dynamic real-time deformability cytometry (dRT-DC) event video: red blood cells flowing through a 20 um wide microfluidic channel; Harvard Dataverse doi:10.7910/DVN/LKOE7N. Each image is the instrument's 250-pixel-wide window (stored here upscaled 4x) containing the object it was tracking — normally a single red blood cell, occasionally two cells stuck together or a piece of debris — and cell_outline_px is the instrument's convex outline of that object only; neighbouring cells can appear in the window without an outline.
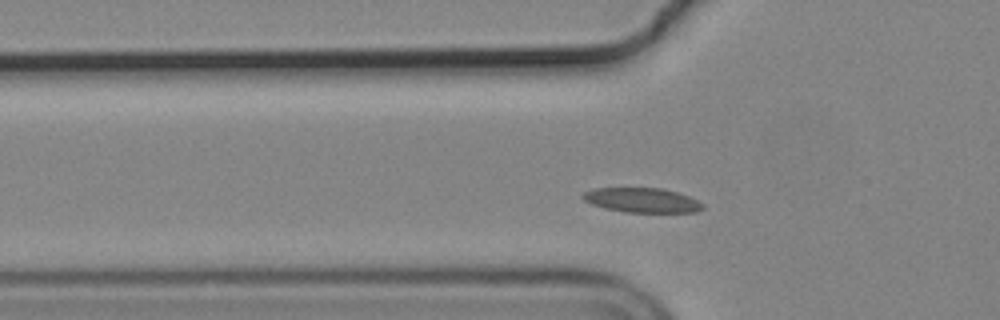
{"species": "common noctule bat (a hibernating species)", "species_latin": "Nyctalus noctula", "temperature_condition": "cold", "stored_images_in_passage": 32, "camera_frame_rate_fps": 3000, "um_per_image_px": 0.085, "animal": {"sex": "male", "body_mass_g": 19.2, "forearm_length_mm": 51.8}, "frame": {"image": 1, "passage_image": 2, "time_ms": 0.333, "image_size_px": [1000, 320], "cell_outline_px": [[704, 208], [696, 212], [624, 212], [604, 208], [592, 204], [584, 200], [580, 196], [584, 192], [592, 188], [660, 188], [676, 192], [688, 196], [704, 204]], "centroid_in_image_um": [54.54, 17.01], "position_along_channel_um": 71.3, "area_um2": 17.17}}
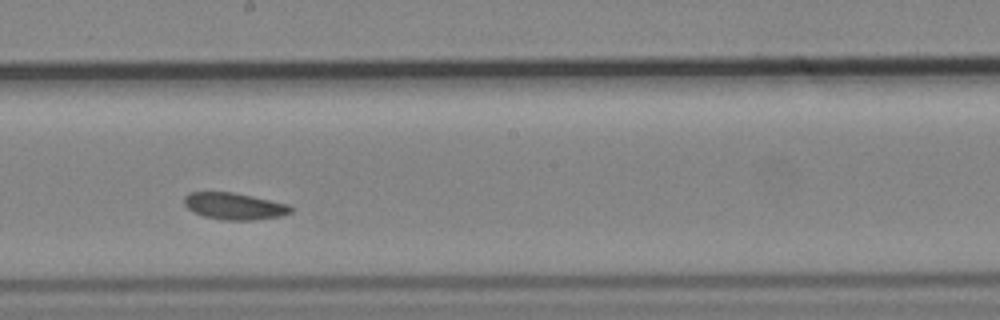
{"frame": {"image": 2, "passage_image": 15, "time_ms": 4.667, "image_size_px": [1000, 320], "cell_outline_px": [[292, 212], [280, 216], [256, 220], [224, 220], [204, 216], [192, 212], [184, 204], [184, 196], [188, 192], [232, 192], [252, 196], [288, 204], [292, 208]], "centroid_in_image_um": [19.89, 17.52], "position_along_channel_um": 228.3, "area_um2": 16.65}}
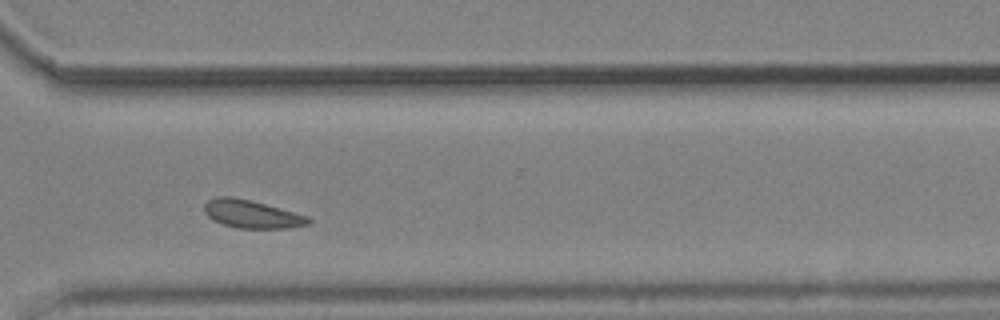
{"frame": {"image": 3, "passage_image": 25, "time_ms": 8.0, "image_size_px": [1000, 320], "cell_outline_px": [[312, 220], [308, 224], [288, 228], [240, 228], [224, 224], [212, 220], [204, 212], [204, 204], [208, 200], [216, 196], [232, 196], [252, 200], [308, 216]], "centroid_in_image_um": [21.38, 18.18], "position_along_channel_um": 349.2, "area_um2": 16.99}, "authors_computed_cell_mechanics": {"area_um2": 16.9643, "velocity_mm_per_s": 3.6274, "shape_relaxation_time_tau1_ms": 3.4567, "shape_relaxation_time_tau2_ms": null, "deformation_change_tau1": 0.0606, "deformation_change_tau2": null}}